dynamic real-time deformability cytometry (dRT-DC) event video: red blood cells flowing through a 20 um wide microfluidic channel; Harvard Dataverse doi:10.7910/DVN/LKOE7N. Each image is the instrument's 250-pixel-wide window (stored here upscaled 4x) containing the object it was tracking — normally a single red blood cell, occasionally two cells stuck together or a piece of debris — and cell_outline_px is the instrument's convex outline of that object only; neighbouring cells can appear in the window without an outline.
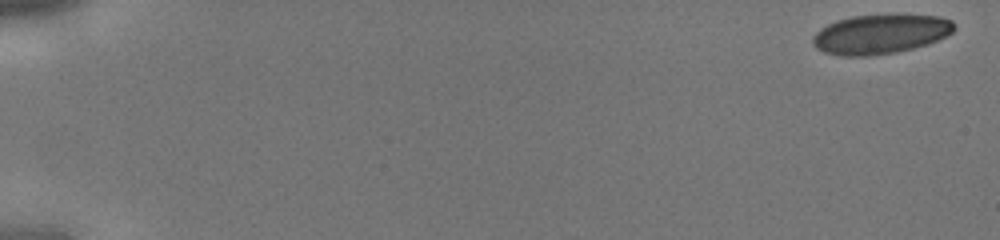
{"species": "human", "species_latin": "Homo sapiens", "temperature_condition": "cold", "stored_images_in_passage": 10, "camera_frame_rate_fps": 3000, "um_per_image_px": 0.085, "donor": {"sex": "male"}, "frame": {"image": 1, "passage_image": 1, "time_ms": 0.0, "image_size_px": [1000, 240], "cell_outline_px": [[956, 28], [952, 32], [928, 44], [896, 52], [868, 56], [840, 56], [824, 52], [816, 48], [812, 44], [812, 36], [820, 28], [836, 20], [852, 16], [940, 16], [952, 20], [956, 24]], "centroid_in_image_um": [74.79, 2.92], "position_along_channel_um": 10.2, "area_um2": 32.19}}